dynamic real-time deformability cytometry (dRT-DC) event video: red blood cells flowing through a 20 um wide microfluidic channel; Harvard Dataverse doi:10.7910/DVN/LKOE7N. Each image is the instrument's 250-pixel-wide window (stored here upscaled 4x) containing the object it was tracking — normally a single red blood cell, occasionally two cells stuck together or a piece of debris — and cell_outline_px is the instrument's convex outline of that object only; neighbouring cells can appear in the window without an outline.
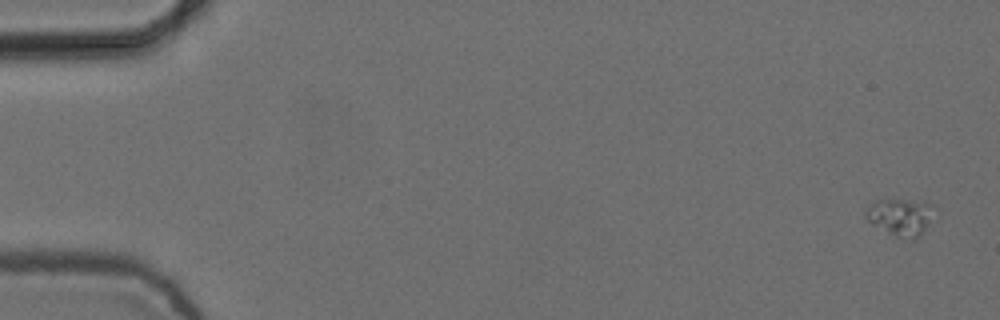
{"species": "common noctule bat (a hibernating species)", "species_latin": "Nyctalus noctula", "temperature_condition": "cold", "stored_images_in_passage": 8, "camera_frame_rate_fps": 3000, "um_per_image_px": 0.085, "animal": {"sex": "female", "body_mass_g": 24.6, "forearm_length_mm": 56.2}, "frame": {"image": 1, "passage_image": 1, "time_ms": 0.0, "image_size_px": [1000, 320], "cell_outline_px": [[932, 204], [924, 228], [920, 236], [912, 240], [896, 236], [872, 224], [864, 216], [864, 212], [876, 200], [884, 196], [924, 200]], "centroid_in_image_um": [76.46, 18.35], "position_along_channel_um": 8.5, "area_um2": 14.85}}
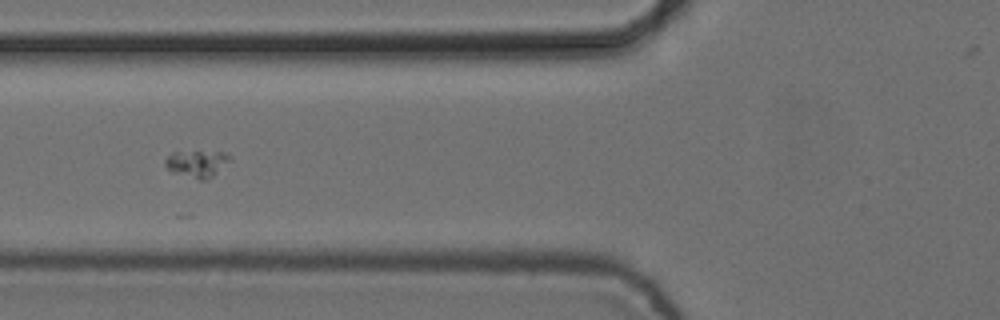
{"frame": {"image": 2, "passage_image": 6, "time_ms": 1.667, "image_size_px": [1000, 320], "cell_outline_px": [[232, 160], [212, 176], [204, 180], [200, 180], [172, 172], [164, 164], [164, 160], [172, 152], [224, 152], [232, 156]], "centroid_in_image_um": [16.76, 13.9], "position_along_channel_um": 109.0, "area_um2": 10.06}}